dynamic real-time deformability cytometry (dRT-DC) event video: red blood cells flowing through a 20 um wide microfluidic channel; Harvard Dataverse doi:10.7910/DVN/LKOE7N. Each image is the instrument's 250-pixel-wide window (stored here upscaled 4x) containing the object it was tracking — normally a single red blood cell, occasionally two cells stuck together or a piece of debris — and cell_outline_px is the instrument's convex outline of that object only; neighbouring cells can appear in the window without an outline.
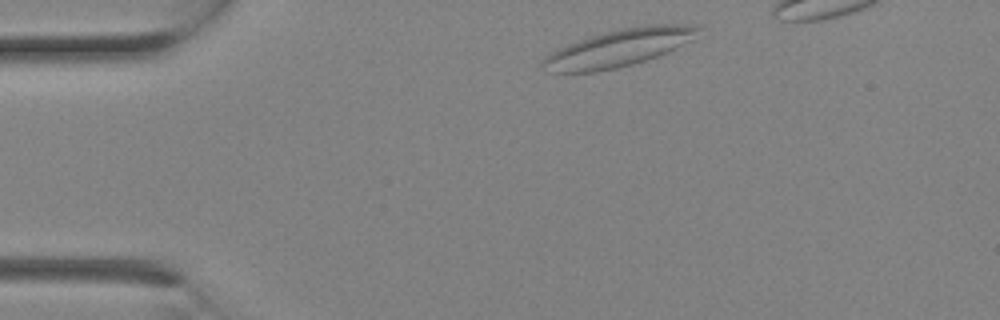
{"species": "Egyptian fruit bat (a non-hibernating species)", "species_latin": "Rousettus aegyptiacus", "temperature_condition": "room temperature", "stored_images_in_passage": 3, "camera_frame_rate_fps": 3000, "um_per_image_px": 0.085, "animal": {"sex": "female"}, "frame": {"image": 1, "passage_image": 1, "time_ms": 0.0, "image_size_px": [1000, 320], "cell_outline_px": [[700, 28], [692, 40], [668, 52], [632, 64], [616, 68], [596, 72], [548, 72], [544, 64], [544, 56], [568, 44], [604, 32], [620, 28], [648, 24], [692, 24]], "centroid_in_image_um": [52.64, 4.06], "position_along_channel_um": 32.4, "area_um2": 33.29}}